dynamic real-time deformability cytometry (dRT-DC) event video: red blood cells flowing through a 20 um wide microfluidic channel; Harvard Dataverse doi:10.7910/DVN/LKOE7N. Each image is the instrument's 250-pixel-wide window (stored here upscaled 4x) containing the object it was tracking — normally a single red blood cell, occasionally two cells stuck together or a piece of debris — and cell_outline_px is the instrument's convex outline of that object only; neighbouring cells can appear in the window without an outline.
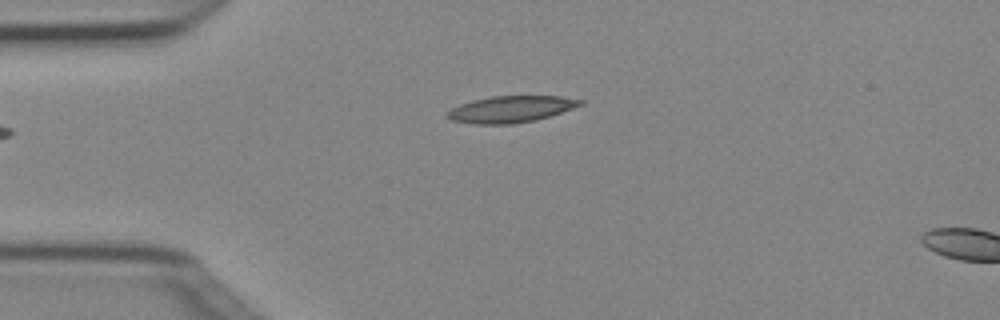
{"species": "Egyptian fruit bat (a non-hibernating species)", "species_latin": "Rousettus aegyptiacus", "temperature_condition": "cold", "stored_images_in_passage": 4, "camera_frame_rate_fps": 3000, "um_per_image_px": 0.085, "animal": {"sex": "female"}, "frame": {"image": 1, "passage_image": 4, "time_ms": 1.0, "image_size_px": [1000, 320], "cell_outline_px": [[584, 104], [536, 120], [512, 124], [472, 124], [452, 120], [444, 116], [452, 108], [460, 104], [472, 100], [492, 96], [560, 96], [584, 100]], "centroid_in_image_um": [43.4, 9.28], "position_along_channel_um": 41.6, "area_um2": 20.52}}